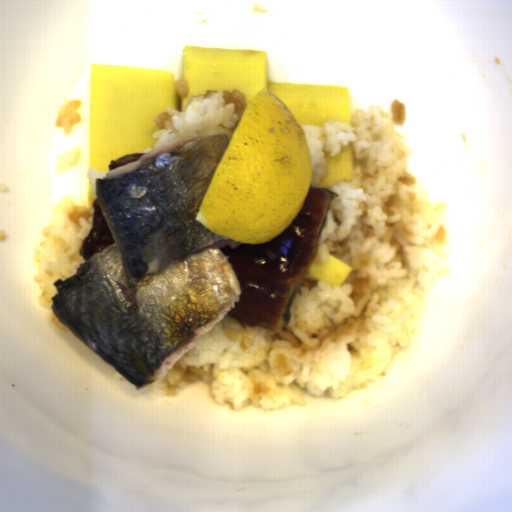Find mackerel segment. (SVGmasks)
<instances>
[{
    "label": "mackerel segment",
    "instance_id": "1",
    "mask_svg": "<svg viewBox=\"0 0 512 512\" xmlns=\"http://www.w3.org/2000/svg\"><path fill=\"white\" fill-rule=\"evenodd\" d=\"M230 140L177 139L94 179L114 244L52 283V314L137 391L239 303L220 248L241 243L195 220Z\"/></svg>",
    "mask_w": 512,
    "mask_h": 512
}]
</instances>
